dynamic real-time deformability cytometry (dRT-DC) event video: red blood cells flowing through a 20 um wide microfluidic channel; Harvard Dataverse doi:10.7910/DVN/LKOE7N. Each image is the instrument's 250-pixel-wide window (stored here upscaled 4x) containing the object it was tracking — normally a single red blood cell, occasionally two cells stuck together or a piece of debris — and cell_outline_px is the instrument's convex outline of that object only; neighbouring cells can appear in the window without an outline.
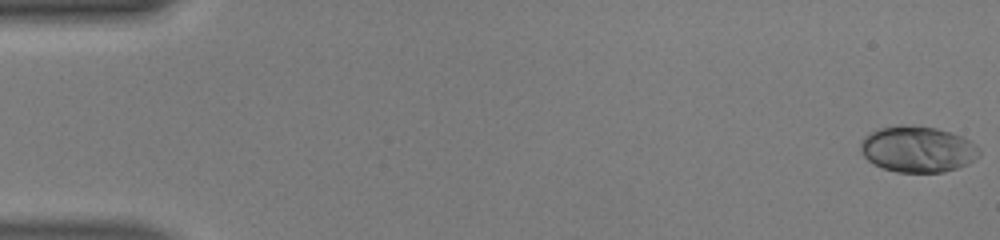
{"species": "human", "species_latin": "Homo sapiens", "temperature_condition": "warm", "stored_images_in_passage": 50, "camera_frame_rate_fps": 3000, "um_per_image_px": 0.085, "donor": {"sex": "male"}, "frame": {"image": 1, "passage_image": 1, "time_ms": 0.0, "image_size_px": [1000, 240], "cell_outline_px": [[980, 156], [968, 164], [944, 172], [896, 172], [872, 164], [860, 152], [860, 144], [864, 136], [868, 132], [880, 128], [900, 124], [936, 128], [972, 140], [980, 148]], "centroid_in_image_um": [77.99, 12.68], "position_along_channel_um": 7.0, "area_um2": 32.14}}
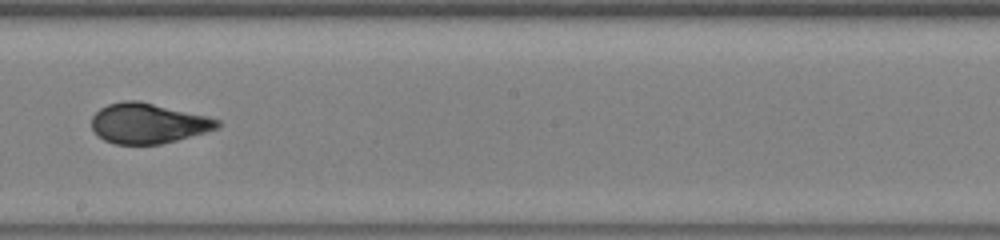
{"frame": {"image": 2, "passage_image": 29, "time_ms": 9.333, "image_size_px": [1000, 240], "cell_outline_px": [[220, 124], [216, 128], [204, 132], [176, 140], [160, 144], [116, 144], [104, 140], [92, 128], [92, 116], [100, 108], [108, 104], [124, 100], [140, 100], [208, 116], [220, 120]], "centroid_in_image_um": [12.57, 10.46], "position_along_channel_um": 235.6, "area_um2": 29.3}}
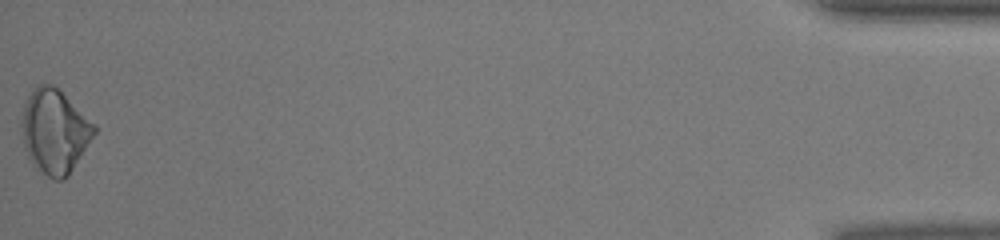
{"frame": {"image": 3, "passage_image": 50, "time_ms": 16.333, "image_size_px": [1000, 240], "cell_outline_px": [[100, 128], [68, 176], [64, 180], [56, 180], [48, 176], [32, 164], [24, 148], [20, 124], [20, 120], [24, 100], [32, 88], [40, 84], [52, 84], [96, 124]], "centroid_in_image_um": [4.64, 11.15], "position_along_channel_um": 430.6, "area_um2": 36.01}, "authors_computed_cell_mechanics": {"area_um2": 29.767, "velocity_mm_per_s": 4.1865, "shape_relaxation_time_tau1_ms": 6.47, "shape_relaxation_time_tau2_ms": null, "deformation_change_tau1": 0.2294, "deformation_change_tau2": null}}